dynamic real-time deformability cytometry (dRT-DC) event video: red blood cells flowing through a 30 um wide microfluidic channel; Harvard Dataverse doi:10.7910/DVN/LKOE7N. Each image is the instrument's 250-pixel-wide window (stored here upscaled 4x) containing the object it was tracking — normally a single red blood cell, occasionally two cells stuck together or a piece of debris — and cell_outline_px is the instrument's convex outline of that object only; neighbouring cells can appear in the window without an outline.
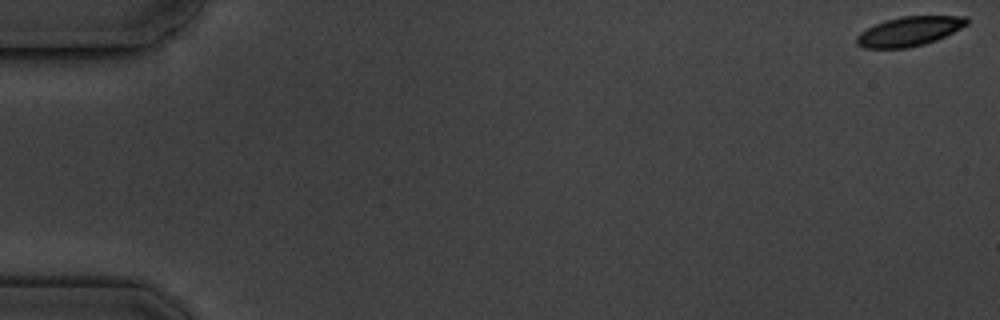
{"species": "common noctule bat (a hibernating species)", "species_latin": "Nyctalus noctula", "temperature_condition": "cold", "stored_images_in_passage": 6, "camera_frame_rate_fps": 3000, "um_per_image_px": 0.085, "animal": {"sex": "male", "body_mass_g": 19.5, "forearm_length_mm": 54.6}, "frame": {"image": 1, "passage_image": 1, "time_ms": 0.0, "image_size_px": [1000, 320], "cell_outline_px": [[968, 24], [936, 40], [924, 44], [908, 48], [864, 48], [856, 44], [856, 36], [860, 32], [884, 20], [900, 16], [968, 16]], "centroid_in_image_um": [77.27, 2.66], "position_along_channel_um": 7.7, "area_um2": 18.84}}
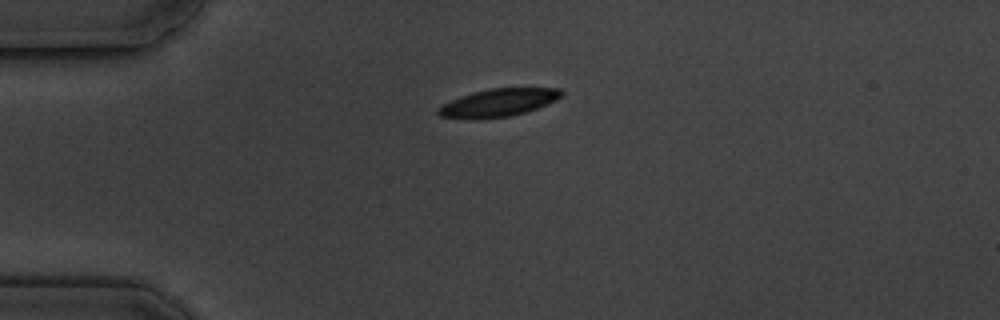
{"frame": {"image": 2, "passage_image": 5, "time_ms": 4.667, "image_size_px": [1000, 320], "cell_outline_px": [[564, 96], [548, 104], [512, 116], [480, 120], [468, 120], [440, 116], [436, 112], [436, 108], [460, 96], [472, 92], [492, 88], [560, 88], [564, 92]], "centroid_in_image_um": [42.35, 8.74], "position_along_channel_um": 42.7, "area_um2": 20.35}}